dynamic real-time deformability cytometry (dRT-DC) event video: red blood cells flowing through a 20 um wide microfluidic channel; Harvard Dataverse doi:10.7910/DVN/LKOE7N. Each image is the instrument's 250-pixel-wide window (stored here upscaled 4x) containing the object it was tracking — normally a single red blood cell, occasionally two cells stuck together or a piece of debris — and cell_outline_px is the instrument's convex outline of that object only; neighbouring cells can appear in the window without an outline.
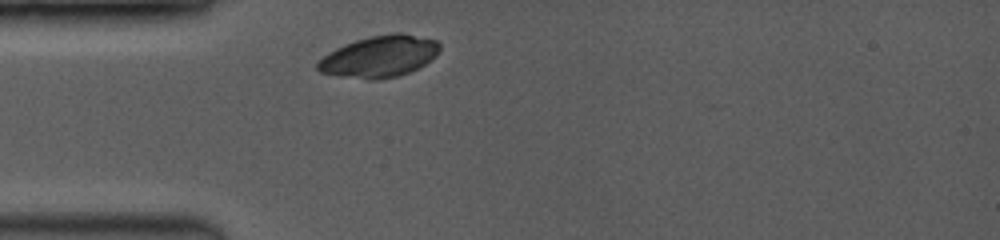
{"species": "common noctule bat (a hibernating species)", "species_latin": "Nyctalus noctula", "temperature_condition": "room temperature", "stored_images_in_passage": 6, "camera_frame_rate_fps": 3500, "um_per_image_px": 0.085, "animal": {"sex": "female", "body_mass_g": 19.0, "forearm_length_mm": 53.3}, "frame": {"image": 1, "passage_image": 1, "time_ms": 0.0, "image_size_px": [1000, 240], "cell_outline_px": [[440, 48], [436, 56], [424, 64], [408, 72], [396, 76], [376, 80], [372, 80], [320, 72], [316, 68], [316, 64], [328, 52], [344, 44], [356, 40], [372, 36], [396, 32], [404, 32], [436, 40], [440, 44]], "centroid_in_image_um": [32.27, 4.78], "position_along_channel_um": 52.7, "area_um2": 29.25}}
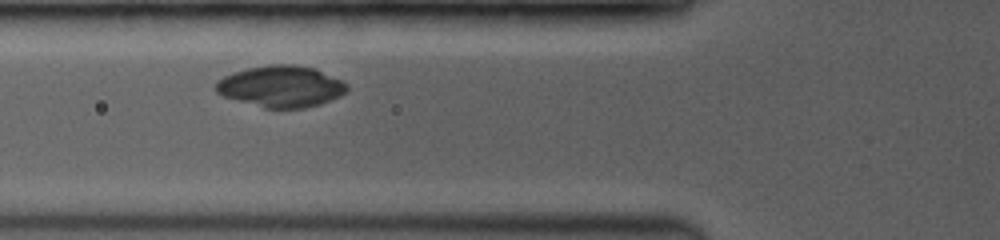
{"frame": {"image": 2, "passage_image": 3, "time_ms": 1.429, "image_size_px": [1000, 240], "cell_outline_px": [[348, 88], [340, 96], [320, 104], [304, 108], [264, 108], [224, 96], [216, 92], [216, 80], [224, 76], [248, 68], [272, 64], [292, 64], [316, 68], [348, 84]], "centroid_in_image_um": [23.9, 7.34], "position_along_channel_um": 101.9, "area_um2": 31.44}}
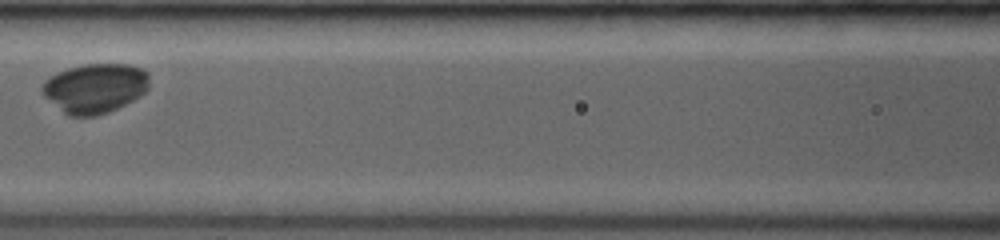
{"frame": {"image": 3, "passage_image": 5, "time_ms": 2.857, "image_size_px": [1000, 240], "cell_outline_px": [[148, 88], [140, 96], [108, 112], [96, 116], [68, 116], [44, 96], [40, 92], [40, 84], [44, 80], [56, 72], [68, 68], [84, 64], [128, 64], [140, 68], [148, 72]], "centroid_in_image_um": [8.02, 7.48], "position_along_channel_um": 158.6, "area_um2": 31.04}}